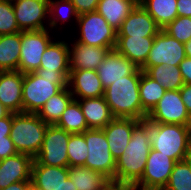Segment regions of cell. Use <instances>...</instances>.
Segmentation results:
<instances>
[{"instance_id":"1","label":"cell","mask_w":191,"mask_h":190,"mask_svg":"<svg viewBox=\"0 0 191 190\" xmlns=\"http://www.w3.org/2000/svg\"><path fill=\"white\" fill-rule=\"evenodd\" d=\"M142 70L123 76L104 89V99L114 118H133L143 121L147 113L142 109L139 83Z\"/></svg>"},{"instance_id":"2","label":"cell","mask_w":191,"mask_h":190,"mask_svg":"<svg viewBox=\"0 0 191 190\" xmlns=\"http://www.w3.org/2000/svg\"><path fill=\"white\" fill-rule=\"evenodd\" d=\"M150 150L145 119L134 128L124 153L116 159L115 181L134 186L143 176Z\"/></svg>"},{"instance_id":"3","label":"cell","mask_w":191,"mask_h":190,"mask_svg":"<svg viewBox=\"0 0 191 190\" xmlns=\"http://www.w3.org/2000/svg\"><path fill=\"white\" fill-rule=\"evenodd\" d=\"M151 148L174 161L185 160L191 145V125L151 123L147 120Z\"/></svg>"},{"instance_id":"4","label":"cell","mask_w":191,"mask_h":190,"mask_svg":"<svg viewBox=\"0 0 191 190\" xmlns=\"http://www.w3.org/2000/svg\"><path fill=\"white\" fill-rule=\"evenodd\" d=\"M48 125L37 113H12L10 139L18 153L35 158L42 147Z\"/></svg>"},{"instance_id":"5","label":"cell","mask_w":191,"mask_h":190,"mask_svg":"<svg viewBox=\"0 0 191 190\" xmlns=\"http://www.w3.org/2000/svg\"><path fill=\"white\" fill-rule=\"evenodd\" d=\"M67 87L63 75L49 76L38 72L23 73V112L38 113L46 101Z\"/></svg>"},{"instance_id":"6","label":"cell","mask_w":191,"mask_h":190,"mask_svg":"<svg viewBox=\"0 0 191 190\" xmlns=\"http://www.w3.org/2000/svg\"><path fill=\"white\" fill-rule=\"evenodd\" d=\"M75 25L79 34L75 41L88 46L105 47L110 51L115 49L117 31L97 11L79 15Z\"/></svg>"},{"instance_id":"7","label":"cell","mask_w":191,"mask_h":190,"mask_svg":"<svg viewBox=\"0 0 191 190\" xmlns=\"http://www.w3.org/2000/svg\"><path fill=\"white\" fill-rule=\"evenodd\" d=\"M82 134L88 148L85 166L101 172L110 180H115L116 159L109 150L104 131L102 129H89Z\"/></svg>"},{"instance_id":"8","label":"cell","mask_w":191,"mask_h":190,"mask_svg":"<svg viewBox=\"0 0 191 190\" xmlns=\"http://www.w3.org/2000/svg\"><path fill=\"white\" fill-rule=\"evenodd\" d=\"M50 29L21 31V48L18 71L21 73L38 72L41 57L48 45L54 40Z\"/></svg>"},{"instance_id":"9","label":"cell","mask_w":191,"mask_h":190,"mask_svg":"<svg viewBox=\"0 0 191 190\" xmlns=\"http://www.w3.org/2000/svg\"><path fill=\"white\" fill-rule=\"evenodd\" d=\"M70 134L56 125H48L42 147L34 158L33 163H41L46 166L69 167L67 144Z\"/></svg>"},{"instance_id":"10","label":"cell","mask_w":191,"mask_h":190,"mask_svg":"<svg viewBox=\"0 0 191 190\" xmlns=\"http://www.w3.org/2000/svg\"><path fill=\"white\" fill-rule=\"evenodd\" d=\"M146 119L151 123L191 125V116L179 90H166Z\"/></svg>"},{"instance_id":"11","label":"cell","mask_w":191,"mask_h":190,"mask_svg":"<svg viewBox=\"0 0 191 190\" xmlns=\"http://www.w3.org/2000/svg\"><path fill=\"white\" fill-rule=\"evenodd\" d=\"M176 161L151 148L141 179L134 185L140 190H163Z\"/></svg>"},{"instance_id":"12","label":"cell","mask_w":191,"mask_h":190,"mask_svg":"<svg viewBox=\"0 0 191 190\" xmlns=\"http://www.w3.org/2000/svg\"><path fill=\"white\" fill-rule=\"evenodd\" d=\"M12 5L20 31L49 29V0H14Z\"/></svg>"},{"instance_id":"13","label":"cell","mask_w":191,"mask_h":190,"mask_svg":"<svg viewBox=\"0 0 191 190\" xmlns=\"http://www.w3.org/2000/svg\"><path fill=\"white\" fill-rule=\"evenodd\" d=\"M185 57L184 44L161 29L155 36L146 63L142 67L157 66L165 63L179 66Z\"/></svg>"},{"instance_id":"14","label":"cell","mask_w":191,"mask_h":190,"mask_svg":"<svg viewBox=\"0 0 191 190\" xmlns=\"http://www.w3.org/2000/svg\"><path fill=\"white\" fill-rule=\"evenodd\" d=\"M39 74L63 75L67 80L70 73L69 46L66 39L53 40L41 57Z\"/></svg>"},{"instance_id":"15","label":"cell","mask_w":191,"mask_h":190,"mask_svg":"<svg viewBox=\"0 0 191 190\" xmlns=\"http://www.w3.org/2000/svg\"><path fill=\"white\" fill-rule=\"evenodd\" d=\"M67 87L75 100L104 95V87L96 70H70Z\"/></svg>"},{"instance_id":"16","label":"cell","mask_w":191,"mask_h":190,"mask_svg":"<svg viewBox=\"0 0 191 190\" xmlns=\"http://www.w3.org/2000/svg\"><path fill=\"white\" fill-rule=\"evenodd\" d=\"M141 121L133 118H113L102 130L107 138L109 150L117 159L124 153L134 128Z\"/></svg>"},{"instance_id":"17","label":"cell","mask_w":191,"mask_h":190,"mask_svg":"<svg viewBox=\"0 0 191 190\" xmlns=\"http://www.w3.org/2000/svg\"><path fill=\"white\" fill-rule=\"evenodd\" d=\"M138 68L132 61L114 49L108 52L96 72L105 89L123 76L132 75Z\"/></svg>"},{"instance_id":"18","label":"cell","mask_w":191,"mask_h":190,"mask_svg":"<svg viewBox=\"0 0 191 190\" xmlns=\"http://www.w3.org/2000/svg\"><path fill=\"white\" fill-rule=\"evenodd\" d=\"M34 158L17 153L0 160V189L20 181H30Z\"/></svg>"},{"instance_id":"19","label":"cell","mask_w":191,"mask_h":190,"mask_svg":"<svg viewBox=\"0 0 191 190\" xmlns=\"http://www.w3.org/2000/svg\"><path fill=\"white\" fill-rule=\"evenodd\" d=\"M70 70H96L110 51L105 47L88 46L86 44L71 42L69 44Z\"/></svg>"},{"instance_id":"20","label":"cell","mask_w":191,"mask_h":190,"mask_svg":"<svg viewBox=\"0 0 191 190\" xmlns=\"http://www.w3.org/2000/svg\"><path fill=\"white\" fill-rule=\"evenodd\" d=\"M23 73L0 71V102L11 112H23Z\"/></svg>"},{"instance_id":"21","label":"cell","mask_w":191,"mask_h":190,"mask_svg":"<svg viewBox=\"0 0 191 190\" xmlns=\"http://www.w3.org/2000/svg\"><path fill=\"white\" fill-rule=\"evenodd\" d=\"M161 28L153 17L142 7H135L122 22L117 36L148 37L156 36Z\"/></svg>"},{"instance_id":"22","label":"cell","mask_w":191,"mask_h":190,"mask_svg":"<svg viewBox=\"0 0 191 190\" xmlns=\"http://www.w3.org/2000/svg\"><path fill=\"white\" fill-rule=\"evenodd\" d=\"M155 36H117L115 50L141 68L147 60Z\"/></svg>"},{"instance_id":"23","label":"cell","mask_w":191,"mask_h":190,"mask_svg":"<svg viewBox=\"0 0 191 190\" xmlns=\"http://www.w3.org/2000/svg\"><path fill=\"white\" fill-rule=\"evenodd\" d=\"M89 129H103L114 117L104 97L77 100Z\"/></svg>"},{"instance_id":"24","label":"cell","mask_w":191,"mask_h":190,"mask_svg":"<svg viewBox=\"0 0 191 190\" xmlns=\"http://www.w3.org/2000/svg\"><path fill=\"white\" fill-rule=\"evenodd\" d=\"M68 178V167L33 163L31 181L44 190H56Z\"/></svg>"},{"instance_id":"25","label":"cell","mask_w":191,"mask_h":190,"mask_svg":"<svg viewBox=\"0 0 191 190\" xmlns=\"http://www.w3.org/2000/svg\"><path fill=\"white\" fill-rule=\"evenodd\" d=\"M68 177L77 190H101L110 180L101 172L86 166H69Z\"/></svg>"},{"instance_id":"26","label":"cell","mask_w":191,"mask_h":190,"mask_svg":"<svg viewBox=\"0 0 191 190\" xmlns=\"http://www.w3.org/2000/svg\"><path fill=\"white\" fill-rule=\"evenodd\" d=\"M21 32L0 35V71H18Z\"/></svg>"},{"instance_id":"27","label":"cell","mask_w":191,"mask_h":190,"mask_svg":"<svg viewBox=\"0 0 191 190\" xmlns=\"http://www.w3.org/2000/svg\"><path fill=\"white\" fill-rule=\"evenodd\" d=\"M134 8V5L124 0H99L96 11L114 30L118 31Z\"/></svg>"},{"instance_id":"28","label":"cell","mask_w":191,"mask_h":190,"mask_svg":"<svg viewBox=\"0 0 191 190\" xmlns=\"http://www.w3.org/2000/svg\"><path fill=\"white\" fill-rule=\"evenodd\" d=\"M69 88H63L60 92L49 98L37 115L47 124L55 125L62 116L69 103L73 100Z\"/></svg>"},{"instance_id":"29","label":"cell","mask_w":191,"mask_h":190,"mask_svg":"<svg viewBox=\"0 0 191 190\" xmlns=\"http://www.w3.org/2000/svg\"><path fill=\"white\" fill-rule=\"evenodd\" d=\"M140 69L166 90H179L184 85L179 66L165 63L157 66L141 67Z\"/></svg>"},{"instance_id":"30","label":"cell","mask_w":191,"mask_h":190,"mask_svg":"<svg viewBox=\"0 0 191 190\" xmlns=\"http://www.w3.org/2000/svg\"><path fill=\"white\" fill-rule=\"evenodd\" d=\"M142 7L153 17L161 29L178 16L177 0H144Z\"/></svg>"},{"instance_id":"31","label":"cell","mask_w":191,"mask_h":190,"mask_svg":"<svg viewBox=\"0 0 191 190\" xmlns=\"http://www.w3.org/2000/svg\"><path fill=\"white\" fill-rule=\"evenodd\" d=\"M49 29L55 32L60 25L64 26L75 19L77 22L78 13L70 0H49ZM74 19H73V18ZM72 18V19H71ZM67 22V23H66Z\"/></svg>"},{"instance_id":"32","label":"cell","mask_w":191,"mask_h":190,"mask_svg":"<svg viewBox=\"0 0 191 190\" xmlns=\"http://www.w3.org/2000/svg\"><path fill=\"white\" fill-rule=\"evenodd\" d=\"M166 89L144 71L140 75L139 95L142 109L149 114L163 97Z\"/></svg>"},{"instance_id":"33","label":"cell","mask_w":191,"mask_h":190,"mask_svg":"<svg viewBox=\"0 0 191 190\" xmlns=\"http://www.w3.org/2000/svg\"><path fill=\"white\" fill-rule=\"evenodd\" d=\"M55 125L71 134L83 133L84 131L89 130L80 104L75 99L69 103Z\"/></svg>"},{"instance_id":"34","label":"cell","mask_w":191,"mask_h":190,"mask_svg":"<svg viewBox=\"0 0 191 190\" xmlns=\"http://www.w3.org/2000/svg\"><path fill=\"white\" fill-rule=\"evenodd\" d=\"M163 190H191V167L186 160L176 162Z\"/></svg>"},{"instance_id":"35","label":"cell","mask_w":191,"mask_h":190,"mask_svg":"<svg viewBox=\"0 0 191 190\" xmlns=\"http://www.w3.org/2000/svg\"><path fill=\"white\" fill-rule=\"evenodd\" d=\"M87 144L82 133L70 134L67 144L69 166H85L88 156Z\"/></svg>"},{"instance_id":"36","label":"cell","mask_w":191,"mask_h":190,"mask_svg":"<svg viewBox=\"0 0 191 190\" xmlns=\"http://www.w3.org/2000/svg\"><path fill=\"white\" fill-rule=\"evenodd\" d=\"M17 32L21 31L15 18L12 1L0 0V35Z\"/></svg>"},{"instance_id":"37","label":"cell","mask_w":191,"mask_h":190,"mask_svg":"<svg viewBox=\"0 0 191 190\" xmlns=\"http://www.w3.org/2000/svg\"><path fill=\"white\" fill-rule=\"evenodd\" d=\"M163 30L174 39L185 44L191 39V17L177 16Z\"/></svg>"},{"instance_id":"38","label":"cell","mask_w":191,"mask_h":190,"mask_svg":"<svg viewBox=\"0 0 191 190\" xmlns=\"http://www.w3.org/2000/svg\"><path fill=\"white\" fill-rule=\"evenodd\" d=\"M78 15H82L89 12H94L97 10L99 0H70Z\"/></svg>"},{"instance_id":"39","label":"cell","mask_w":191,"mask_h":190,"mask_svg":"<svg viewBox=\"0 0 191 190\" xmlns=\"http://www.w3.org/2000/svg\"><path fill=\"white\" fill-rule=\"evenodd\" d=\"M13 141L10 139V136H4L0 138V160H3L7 157L17 154Z\"/></svg>"},{"instance_id":"40","label":"cell","mask_w":191,"mask_h":190,"mask_svg":"<svg viewBox=\"0 0 191 190\" xmlns=\"http://www.w3.org/2000/svg\"><path fill=\"white\" fill-rule=\"evenodd\" d=\"M179 70L184 84H191V58L185 57L179 64Z\"/></svg>"},{"instance_id":"41","label":"cell","mask_w":191,"mask_h":190,"mask_svg":"<svg viewBox=\"0 0 191 190\" xmlns=\"http://www.w3.org/2000/svg\"><path fill=\"white\" fill-rule=\"evenodd\" d=\"M179 91L186 110L191 116V84H184Z\"/></svg>"},{"instance_id":"42","label":"cell","mask_w":191,"mask_h":190,"mask_svg":"<svg viewBox=\"0 0 191 190\" xmlns=\"http://www.w3.org/2000/svg\"><path fill=\"white\" fill-rule=\"evenodd\" d=\"M12 126V113L10 112L6 117L0 119V138L10 136Z\"/></svg>"},{"instance_id":"43","label":"cell","mask_w":191,"mask_h":190,"mask_svg":"<svg viewBox=\"0 0 191 190\" xmlns=\"http://www.w3.org/2000/svg\"><path fill=\"white\" fill-rule=\"evenodd\" d=\"M178 16L191 17V0H177Z\"/></svg>"},{"instance_id":"44","label":"cell","mask_w":191,"mask_h":190,"mask_svg":"<svg viewBox=\"0 0 191 190\" xmlns=\"http://www.w3.org/2000/svg\"><path fill=\"white\" fill-rule=\"evenodd\" d=\"M132 187L133 185L128 183L109 180L101 190H130Z\"/></svg>"},{"instance_id":"45","label":"cell","mask_w":191,"mask_h":190,"mask_svg":"<svg viewBox=\"0 0 191 190\" xmlns=\"http://www.w3.org/2000/svg\"><path fill=\"white\" fill-rule=\"evenodd\" d=\"M30 181H20L10 184L6 188L0 190H28Z\"/></svg>"},{"instance_id":"46","label":"cell","mask_w":191,"mask_h":190,"mask_svg":"<svg viewBox=\"0 0 191 190\" xmlns=\"http://www.w3.org/2000/svg\"><path fill=\"white\" fill-rule=\"evenodd\" d=\"M56 190H77V189L74 186V183L68 177L66 178V180L63 181V183Z\"/></svg>"},{"instance_id":"47","label":"cell","mask_w":191,"mask_h":190,"mask_svg":"<svg viewBox=\"0 0 191 190\" xmlns=\"http://www.w3.org/2000/svg\"><path fill=\"white\" fill-rule=\"evenodd\" d=\"M10 111L0 102V119L6 117Z\"/></svg>"},{"instance_id":"48","label":"cell","mask_w":191,"mask_h":190,"mask_svg":"<svg viewBox=\"0 0 191 190\" xmlns=\"http://www.w3.org/2000/svg\"><path fill=\"white\" fill-rule=\"evenodd\" d=\"M185 55L188 58H191V39L187 41L185 44Z\"/></svg>"},{"instance_id":"49","label":"cell","mask_w":191,"mask_h":190,"mask_svg":"<svg viewBox=\"0 0 191 190\" xmlns=\"http://www.w3.org/2000/svg\"><path fill=\"white\" fill-rule=\"evenodd\" d=\"M124 1H127V2L131 3L135 7L142 6L143 2H144V0H124Z\"/></svg>"},{"instance_id":"50","label":"cell","mask_w":191,"mask_h":190,"mask_svg":"<svg viewBox=\"0 0 191 190\" xmlns=\"http://www.w3.org/2000/svg\"><path fill=\"white\" fill-rule=\"evenodd\" d=\"M28 190H44L43 188L35 185L31 180H30V183H29V189Z\"/></svg>"},{"instance_id":"51","label":"cell","mask_w":191,"mask_h":190,"mask_svg":"<svg viewBox=\"0 0 191 190\" xmlns=\"http://www.w3.org/2000/svg\"><path fill=\"white\" fill-rule=\"evenodd\" d=\"M185 160L189 164V166L191 167V145L189 147V150H188V153H187V155L185 157Z\"/></svg>"},{"instance_id":"52","label":"cell","mask_w":191,"mask_h":190,"mask_svg":"<svg viewBox=\"0 0 191 190\" xmlns=\"http://www.w3.org/2000/svg\"><path fill=\"white\" fill-rule=\"evenodd\" d=\"M130 190H140V189L133 186Z\"/></svg>"}]
</instances>
